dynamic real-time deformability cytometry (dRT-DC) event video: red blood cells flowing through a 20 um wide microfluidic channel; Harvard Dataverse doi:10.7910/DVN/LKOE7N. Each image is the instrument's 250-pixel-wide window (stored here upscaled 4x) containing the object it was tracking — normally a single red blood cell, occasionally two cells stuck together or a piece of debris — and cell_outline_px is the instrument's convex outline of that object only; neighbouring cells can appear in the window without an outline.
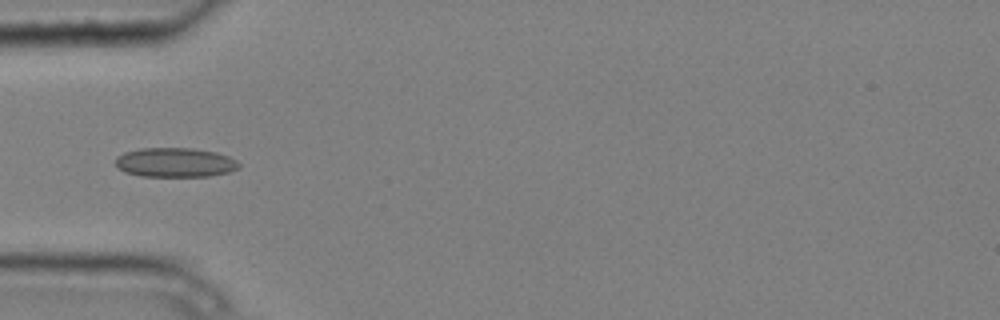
{"species": "common noctule bat (a hibernating species)", "species_latin": "Nyctalus noctula", "temperature_condition": "cold", "stored_images_in_passage": 5, "camera_frame_rate_fps": 3000, "um_per_image_px": 0.085, "animal": {"sex": "male", "body_mass_g": 20.4}, "frame": {"image": 1, "passage_image": 3, "time_ms": 0.667, "image_size_px": [1000, 320], "cell_outline_px": [[240, 168], [228, 172], [208, 176], [140, 176], [124, 172], [116, 164], [116, 156], [124, 152], [140, 148], [192, 148], [216, 152], [228, 156], [236, 160], [240, 164]], "centroid_in_image_um": [14.88, 13.8], "position_along_channel_um": 70.1, "area_um2": 21.15}}
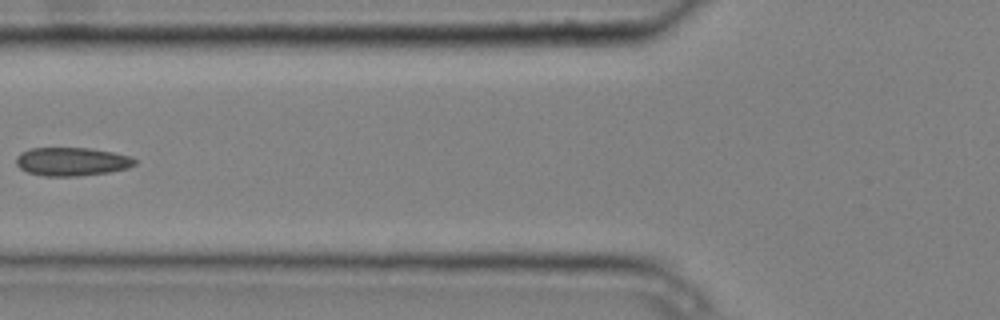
{"frame": {"image": 2, "passage_image": 4, "time_ms": 1.0, "image_size_px": [1000, 320], "cell_outline_px": [[136, 164], [128, 168], [108, 172], [80, 176], [44, 176], [28, 172], [20, 168], [16, 164], [16, 156], [20, 152], [32, 148], [92, 148], [132, 156], [136, 160]], "centroid_in_image_um": [6.11, 13.73], "position_along_channel_um": 119.7, "area_um2": 19.77}}
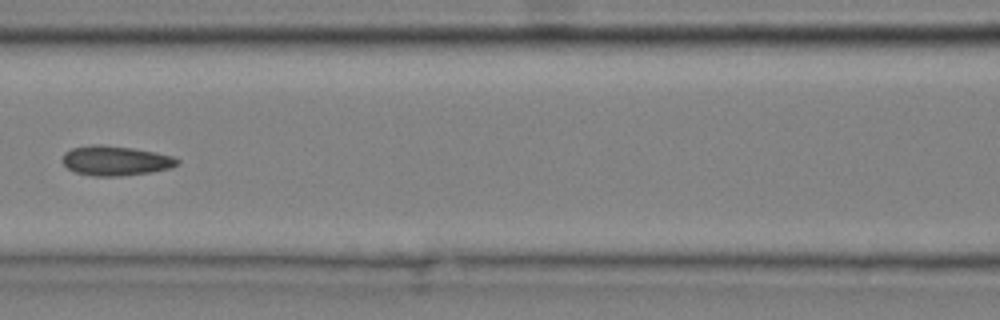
{"frame": {"image": 3, "passage_image": 5, "time_ms": 1.333, "image_size_px": [1000, 320], "cell_outline_px": [[180, 164], [168, 168], [152, 172], [120, 176], [92, 176], [76, 172], [68, 168], [60, 160], [64, 152], [72, 148], [92, 144], [100, 144], [132, 148], [156, 152], [172, 156], [180, 160]], "centroid_in_image_um": [9.8, 13.65], "position_along_channel_um": 156.8, "area_um2": 20.0}}